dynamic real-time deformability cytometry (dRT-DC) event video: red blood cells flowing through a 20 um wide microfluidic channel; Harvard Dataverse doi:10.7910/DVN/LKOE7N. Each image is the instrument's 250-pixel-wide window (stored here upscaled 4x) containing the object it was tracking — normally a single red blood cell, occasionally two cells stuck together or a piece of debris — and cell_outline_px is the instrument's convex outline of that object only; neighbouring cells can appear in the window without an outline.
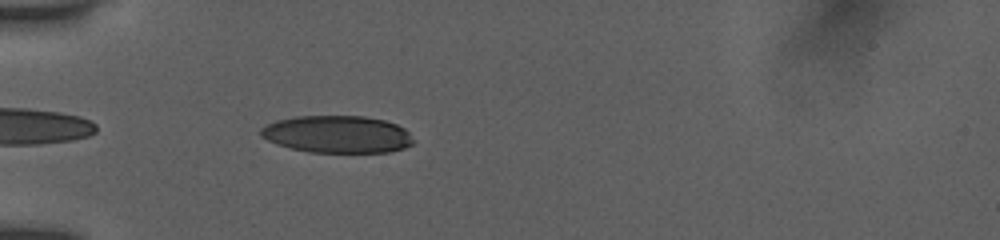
{"species": "human", "species_latin": "Homo sapiens", "temperature_condition": "room temperature", "stored_images_in_passage": 36, "camera_frame_rate_fps": 3000, "um_per_image_px": 0.085, "donor": {"sex": "female"}, "frame": {"image": 1, "passage_image": 3, "time_ms": 0.667, "image_size_px": [1000, 240], "cell_outline_px": [[412, 144], [404, 148], [388, 152], [308, 152], [276, 144], [260, 136], [260, 128], [276, 120], [296, 116], [364, 116], [384, 120], [396, 124], [404, 128], [408, 132], [412, 140]], "centroid_in_image_um": [28.64, 11.41], "position_along_channel_um": 56.4, "area_um2": 33.06}}
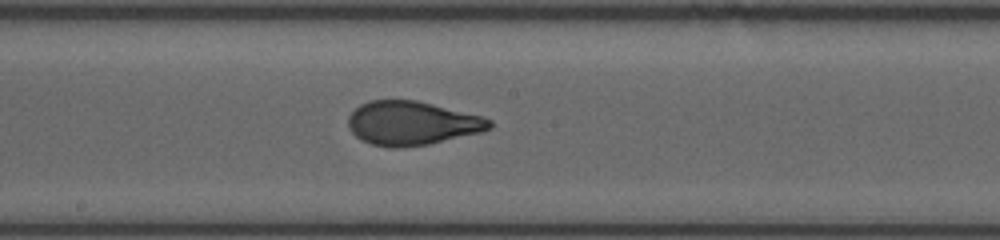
{"frame": {"image": 2, "passage_image": 16, "time_ms": 5.0, "image_size_px": [1000, 240], "cell_outline_px": [[492, 128], [480, 132], [428, 144], [400, 148], [388, 148], [372, 144], [360, 140], [348, 128], [348, 116], [360, 104], [368, 100], [416, 100], [484, 116], [492, 120]], "centroid_in_image_um": [35.0, 10.47], "position_along_channel_um": 213.2, "area_um2": 36.3}}
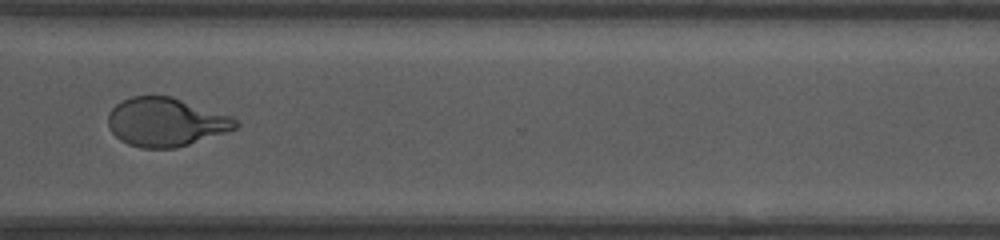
{"frame": {"image": 3, "passage_image": 27, "time_ms": 8.667, "image_size_px": [1000, 240], "cell_outline_px": [[240, 124], [236, 128], [176, 148], [140, 148], [128, 144], [120, 140], [108, 128], [108, 112], [116, 104], [132, 96], [172, 96], [232, 116]], "centroid_in_image_um": [14.06, 10.37], "position_along_channel_um": 356.5, "area_um2": 36.01}, "authors_computed_cell_mechanics": {"area_um2": 36.0961, "velocity_mm_per_s": 3.9231, "shape_relaxation_time_tau1_ms": 4.6994, "shape_relaxation_time_tau2_ms": 0.6907, "deformation_change_tau1": 0.2175, "deformation_change_tau2": 0.0662}}